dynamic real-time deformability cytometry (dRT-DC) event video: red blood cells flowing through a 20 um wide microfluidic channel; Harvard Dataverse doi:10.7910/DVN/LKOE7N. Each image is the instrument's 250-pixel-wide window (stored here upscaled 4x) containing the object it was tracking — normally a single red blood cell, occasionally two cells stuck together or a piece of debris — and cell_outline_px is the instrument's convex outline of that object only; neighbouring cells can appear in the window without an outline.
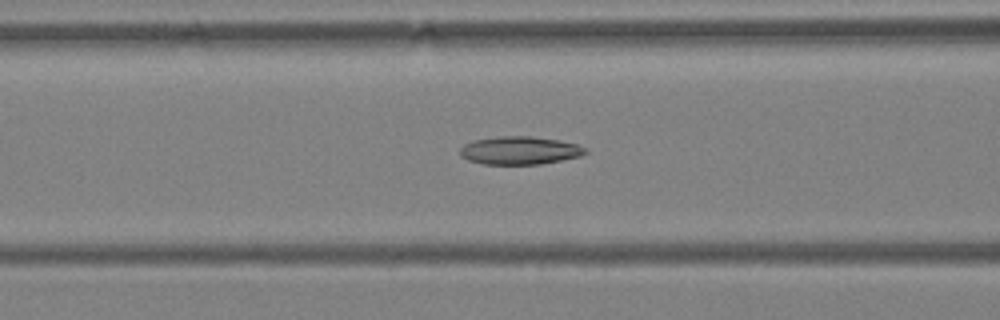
{"species": "Egyptian fruit bat (a non-hibernating species)", "species_latin": "Rousettus aegyptiacus", "temperature_condition": "warm", "stored_images_in_passage": 49, "camera_frame_rate_fps": 3000, "um_per_image_px": 0.085, "animal": {"sex": "female"}, "frame": {"image": 1, "passage_image": 16, "time_ms": 5.0, "image_size_px": [1000, 320], "cell_outline_px": [[588, 152], [580, 156], [540, 164], [484, 164], [468, 160], [460, 156], [460, 148], [464, 144], [472, 140], [504, 136], [532, 136], [560, 140], [576, 144], [588, 148]], "centroid_in_image_um": [44.18, 12.78], "position_along_channel_um": 122.4, "area_um2": 20.52}}
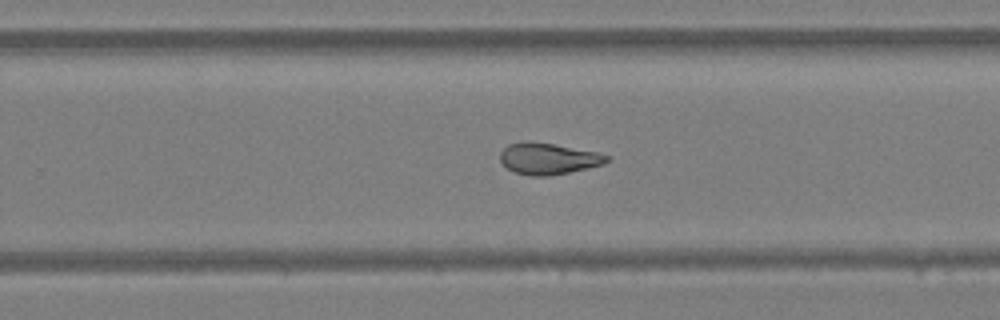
{"frame": {"image": 2, "passage_image": 29, "time_ms": 9.333, "image_size_px": [1000, 320], "cell_outline_px": [[608, 160], [604, 164], [588, 168], [548, 176], [532, 176], [512, 172], [500, 160], [500, 152], [508, 144], [552, 144], [596, 152], [608, 156]], "centroid_in_image_um": [46.61, 13.53], "position_along_channel_um": 283.2, "area_um2": 18.73}}
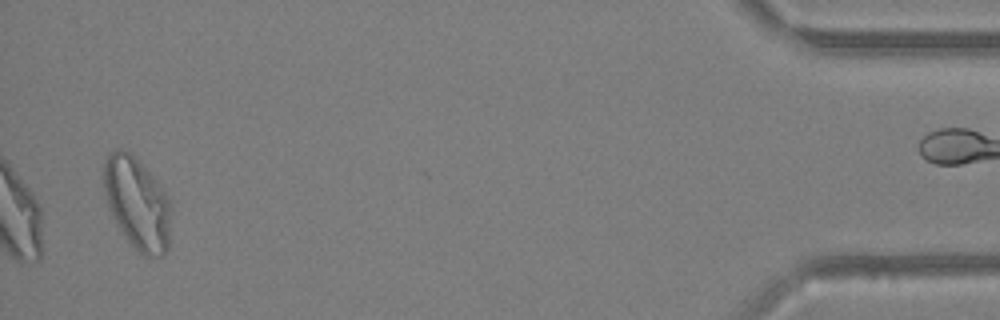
{"frame": {"image": 3, "passage_image": 49, "time_ms": 16.0, "image_size_px": [1000, 320], "cell_outline_px": [[172, 212], [168, 248], [164, 256], [144, 256], [128, 240], [120, 228], [108, 204], [104, 192], [104, 164], [108, 152], [116, 148], [120, 148], [132, 152], [152, 176], [168, 196]], "centroid_in_image_um": [11.69, 17.25], "position_along_channel_um": 423.5, "area_um2": 35.95}, "authors_computed_cell_mechanics": {"area_um2": 21.386, "velocity_mm_per_s": 3.7228, "shape_relaxation_time_tau1_ms": null, "shape_relaxation_time_tau2_ms": 2.7993, "deformation_change_tau1": null, "deformation_change_tau2": 0.0907}}